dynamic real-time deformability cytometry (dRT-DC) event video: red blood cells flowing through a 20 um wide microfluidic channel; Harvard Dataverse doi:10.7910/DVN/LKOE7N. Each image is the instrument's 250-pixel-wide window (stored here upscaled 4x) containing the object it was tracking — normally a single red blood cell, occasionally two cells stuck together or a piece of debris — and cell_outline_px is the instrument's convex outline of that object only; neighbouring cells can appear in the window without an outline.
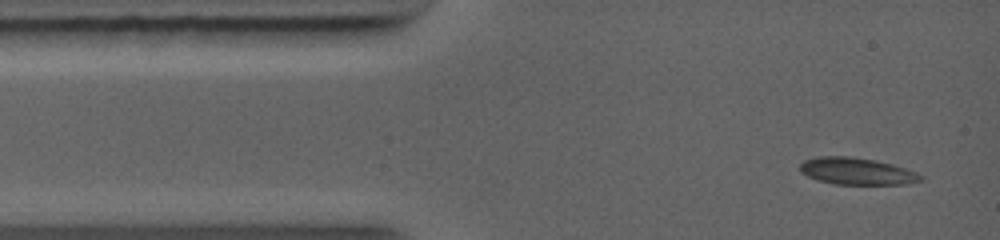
{"species": "common noctule bat (a hibernating species)", "species_latin": "Nyctalus noctula", "temperature_condition": "warm", "stored_images_in_passage": 4, "camera_frame_rate_fps": 5000, "um_per_image_px": 0.085, "animal": {"sex": "female", "body_mass_g": 19.0, "forearm_length_mm": 56.7}, "frame": {"image": 1, "passage_image": 1, "time_ms": 0.0, "image_size_px": [1000, 240], "cell_outline_px": [[924, 180], [904, 184], [832, 184], [816, 180], [800, 172], [800, 164], [804, 160], [816, 156], [852, 156], [876, 160], [892, 164], [916, 172], [924, 176]], "centroid_in_image_um": [72.81, 14.55], "position_along_channel_um": 12.2, "area_um2": 19.13}}
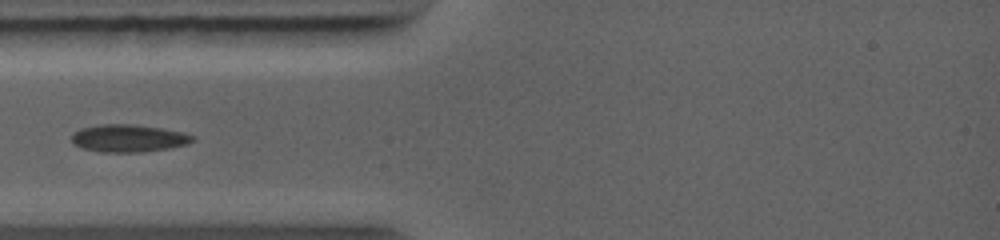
{"frame": {"image": 2, "passage_image": 4, "time_ms": 2.4, "image_size_px": [1000, 240], "cell_outline_px": [[196, 140], [188, 144], [168, 148], [140, 152], [100, 152], [80, 148], [72, 144], [72, 132], [80, 128], [100, 124], [132, 124], [160, 128], [180, 132], [196, 136]], "centroid_in_image_um": [10.88, 11.75], "position_along_channel_um": 74.1, "area_um2": 19.54}}